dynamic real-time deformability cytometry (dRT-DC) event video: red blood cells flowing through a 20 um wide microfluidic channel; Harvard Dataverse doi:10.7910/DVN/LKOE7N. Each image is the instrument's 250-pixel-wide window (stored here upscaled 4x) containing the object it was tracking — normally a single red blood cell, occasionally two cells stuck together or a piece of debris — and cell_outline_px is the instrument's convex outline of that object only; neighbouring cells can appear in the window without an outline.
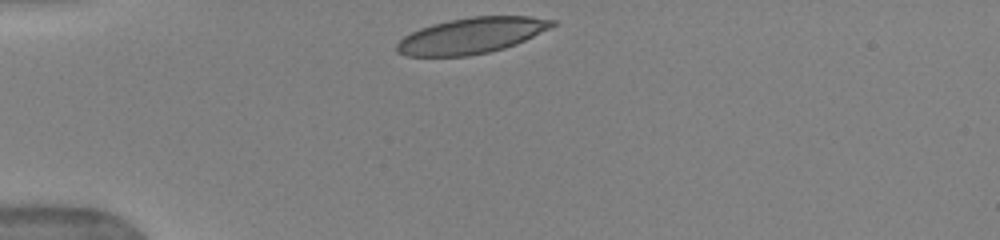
{"species": "human", "species_latin": "Homo sapiens", "temperature_condition": "warm", "stored_images_in_passage": 33, "camera_frame_rate_fps": 3000, "um_per_image_px": 0.085, "donor": {"sex": "female"}, "frame": {"image": 1, "passage_image": 1, "time_ms": 0.0, "image_size_px": [1000, 240], "cell_outline_px": [[556, 24], [516, 44], [504, 48], [488, 52], [468, 56], [408, 56], [396, 52], [396, 44], [404, 36], [420, 28], [432, 24], [448, 20], [472, 16], [528, 16], [556, 20]], "centroid_in_image_um": [40.04, 3.02], "position_along_channel_um": 45.0, "area_um2": 32.31}}
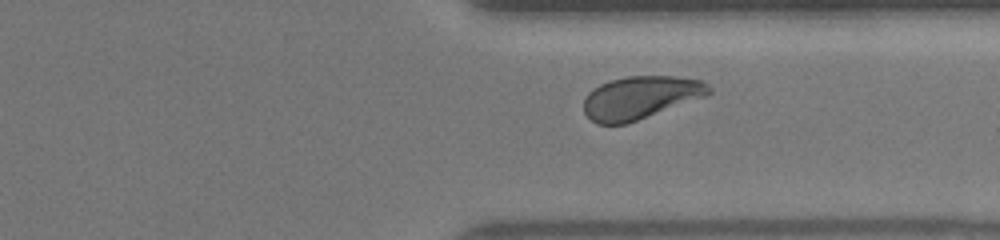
{"frame": {"image": 2, "passage_image": 27, "time_ms": 8.667, "image_size_px": [1000, 240], "cell_outline_px": [[712, 92], [708, 96], [624, 124], [596, 124], [584, 112], [584, 96], [592, 88], [600, 84], [612, 80], [628, 76], [676, 76], [704, 80], [712, 88]], "centroid_in_image_um": [54.47, 8.28], "position_along_channel_um": 356.9, "area_um2": 31.39}}
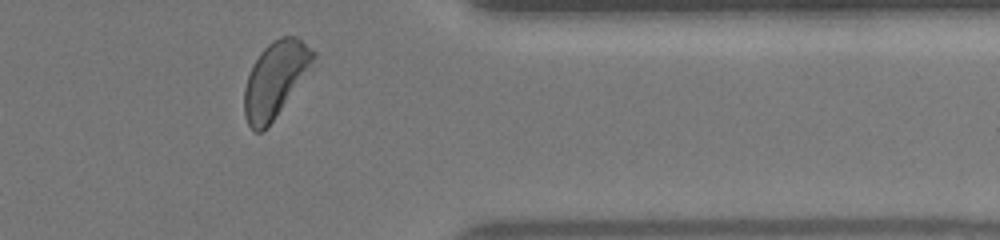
{"frame": {"image": 3, "passage_image": 30, "time_ms": 9.667, "image_size_px": [1000, 240], "cell_outline_px": [[316, 56], [312, 72], [268, 128], [260, 132], [256, 132], [248, 124], [244, 116], [244, 88], [248, 76], [260, 52], [272, 40], [280, 36], [296, 36], [316, 52]], "centroid_in_image_um": [23.46, 6.77], "position_along_channel_um": 387.9, "area_um2": 31.21}, "authors_computed_cell_mechanics": {"area_um2": 32.3102, "velocity_mm_per_s": 3.9467, "shape_relaxation_time_tau1_ms": 6.4161, "shape_relaxation_time_tau2_ms": null, "deformation_change_tau1": 0.2106, "deformation_change_tau2": null}}